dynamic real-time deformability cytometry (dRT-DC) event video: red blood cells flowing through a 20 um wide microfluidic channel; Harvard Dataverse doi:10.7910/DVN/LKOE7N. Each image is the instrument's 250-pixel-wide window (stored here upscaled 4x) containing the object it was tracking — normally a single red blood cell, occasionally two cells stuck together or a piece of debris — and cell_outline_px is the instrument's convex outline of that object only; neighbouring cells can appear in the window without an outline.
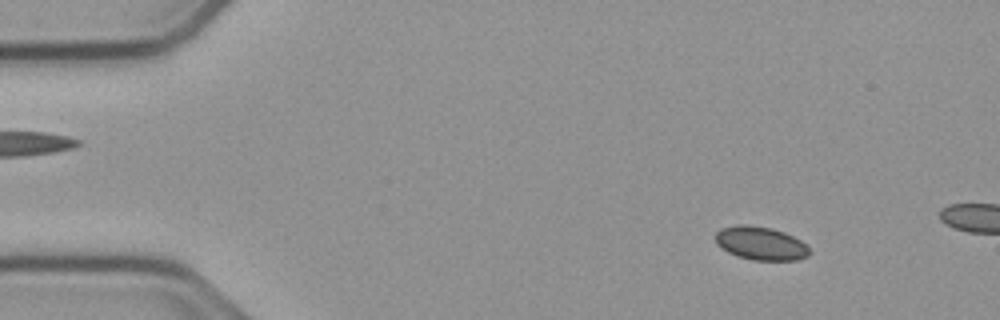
{"species": "common noctule bat (a hibernating species)", "species_latin": "Nyctalus noctula", "temperature_condition": "cold", "stored_images_in_passage": 11, "camera_frame_rate_fps": 3000, "um_per_image_px": 0.085, "animal": {"sex": "male", "body_mass_g": 23.1, "forearm_length_mm": 52.7}, "frame": {"image": 1, "passage_image": 5, "time_ms": 1.333, "image_size_px": [1000, 320], "cell_outline_px": [[808, 256], [796, 260], [752, 260], [736, 256], [728, 252], [716, 244], [716, 232], [720, 228], [736, 224], [748, 224], [772, 228], [784, 232], [800, 240], [808, 248]], "centroid_in_image_um": [64.61, 20.67], "position_along_channel_um": 20.4, "area_um2": 18.32}}